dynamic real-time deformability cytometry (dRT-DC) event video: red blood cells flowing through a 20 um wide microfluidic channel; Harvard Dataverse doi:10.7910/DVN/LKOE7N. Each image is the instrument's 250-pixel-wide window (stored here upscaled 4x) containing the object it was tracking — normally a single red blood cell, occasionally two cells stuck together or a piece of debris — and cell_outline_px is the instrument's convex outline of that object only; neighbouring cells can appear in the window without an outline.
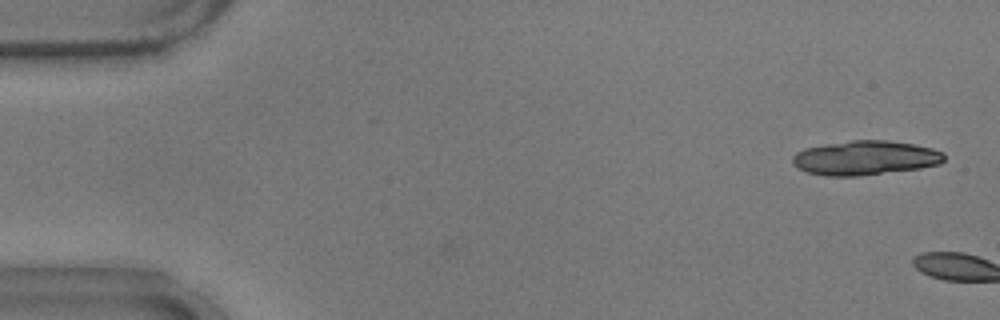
{"species": "common noctule bat (a hibernating species)", "species_latin": "Nyctalus noctula", "temperature_condition": "warm", "stored_images_in_passage": 4, "camera_frame_rate_fps": 3000, "um_per_image_px": 0.085, "animal": {"sex": "male", "body_mass_g": 17.9}, "frame": {"image": 1, "passage_image": 2, "time_ms": 0.333, "image_size_px": [1000, 320], "cell_outline_px": [[944, 160], [940, 164], [920, 168], [860, 176], [824, 176], [808, 172], [796, 168], [792, 164], [792, 156], [796, 152], [804, 148], [852, 140], [884, 140], [912, 144], [932, 148], [944, 152]], "centroid_in_image_um": [73.52, 13.43], "position_along_channel_um": 11.5, "area_um2": 30.4}}